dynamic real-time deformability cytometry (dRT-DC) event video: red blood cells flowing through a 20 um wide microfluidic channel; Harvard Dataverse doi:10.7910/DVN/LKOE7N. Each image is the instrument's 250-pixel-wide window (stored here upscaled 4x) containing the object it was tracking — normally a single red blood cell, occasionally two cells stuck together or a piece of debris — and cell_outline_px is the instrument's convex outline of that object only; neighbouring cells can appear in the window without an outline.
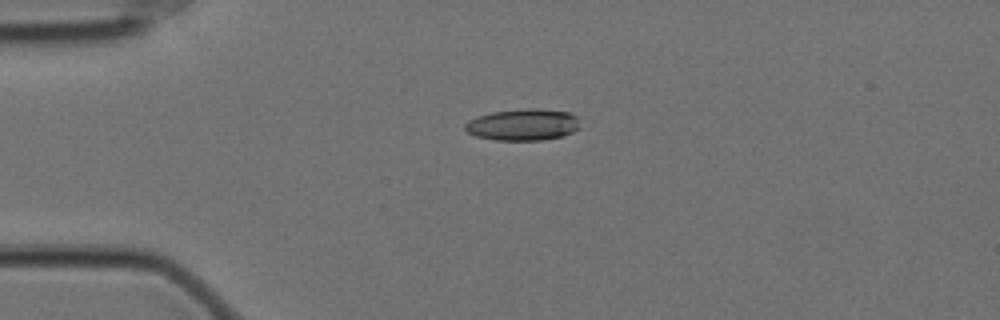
{"species": "Egyptian fruit bat (a non-hibernating species)", "species_latin": "Rousettus aegyptiacus", "temperature_condition": "cold", "stored_images_in_passage": 45, "camera_frame_rate_fps": 3000, "um_per_image_px": 0.085, "animal": {"sex": "female"}, "frame": {"image": 1, "passage_image": 1, "time_ms": 0.0, "image_size_px": [1000, 320], "cell_outline_px": [[580, 128], [564, 136], [540, 140], [496, 140], [476, 136], [468, 132], [464, 128], [464, 124], [468, 120], [476, 116], [492, 112], [528, 108], [536, 108], [568, 112], [576, 116]], "centroid_in_image_um": [44.44, 10.59], "position_along_channel_um": 40.6, "area_um2": 21.21}}
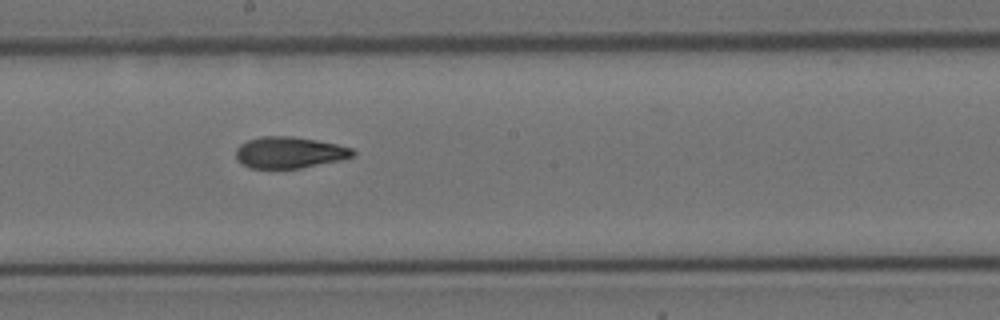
{"frame": {"image": 2, "passage_image": 19, "time_ms": 6.0, "image_size_px": [1000, 320], "cell_outline_px": [[356, 156], [344, 160], [300, 168], [248, 168], [240, 164], [236, 160], [236, 148], [240, 144], [248, 140], [260, 136], [292, 136], [316, 140], [336, 144], [352, 148], [356, 152]], "centroid_in_image_um": [24.61, 12.97], "position_along_channel_um": 223.6, "area_um2": 21.73}}
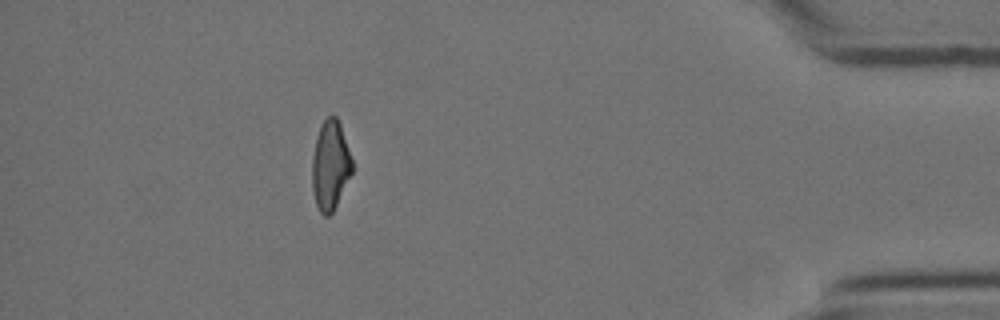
{"frame": {"image": 3, "passage_image": 39, "time_ms": 12.667, "image_size_px": [1000, 320], "cell_outline_px": [[352, 172], [332, 212], [328, 216], [324, 216], [320, 212], [316, 204], [312, 188], [312, 156], [316, 136], [320, 124], [328, 116], [336, 116], [340, 124], [352, 160]], "centroid_in_image_um": [28.05, 14.03], "position_along_channel_um": 407.2, "area_um2": 20.63}, "authors_computed_cell_mechanics": {"area_um2": 21.675, "velocity_mm_per_s": 3.5079, "shape_relaxation_time_tau1_ms": 7.6525, "shape_relaxation_time_tau2_ms": 3.4637, "deformation_change_tau1": 0.1906, "deformation_change_tau2": 0.1113}}